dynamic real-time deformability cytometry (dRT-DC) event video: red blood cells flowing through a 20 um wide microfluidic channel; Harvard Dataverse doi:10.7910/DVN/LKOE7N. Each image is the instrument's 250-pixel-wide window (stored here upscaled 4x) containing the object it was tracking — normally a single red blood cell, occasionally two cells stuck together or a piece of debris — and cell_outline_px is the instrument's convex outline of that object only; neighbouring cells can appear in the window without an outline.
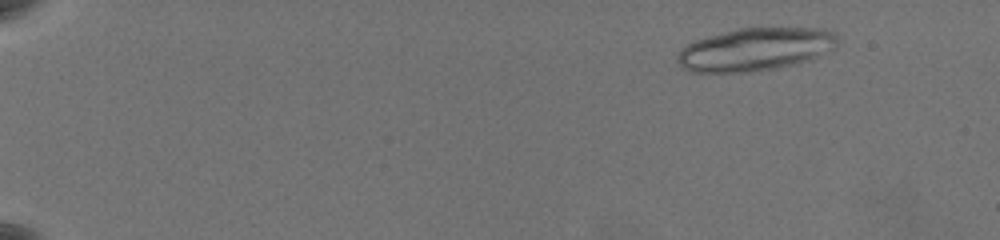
{"species": "common noctule bat (a hibernating species)", "species_latin": "Nyctalus noctula", "temperature_condition": "warm", "stored_images_in_passage": 26, "camera_frame_rate_fps": 3000, "um_per_image_px": 0.085, "animal": {"sex": "female", "body_mass_g": 19.5, "forearm_length_mm": 54.1}, "frame": {"image": 1, "passage_image": 1, "time_ms": 0.0, "image_size_px": [1000, 240], "cell_outline_px": [[836, 48], [832, 52], [808, 60], [776, 68], [748, 72], [688, 72], [680, 64], [676, 56], [688, 44], [696, 40], [740, 28], [824, 28], [836, 32]], "centroid_in_image_um": [64.27, 4.19], "position_along_channel_um": 20.7, "area_um2": 39.82}}